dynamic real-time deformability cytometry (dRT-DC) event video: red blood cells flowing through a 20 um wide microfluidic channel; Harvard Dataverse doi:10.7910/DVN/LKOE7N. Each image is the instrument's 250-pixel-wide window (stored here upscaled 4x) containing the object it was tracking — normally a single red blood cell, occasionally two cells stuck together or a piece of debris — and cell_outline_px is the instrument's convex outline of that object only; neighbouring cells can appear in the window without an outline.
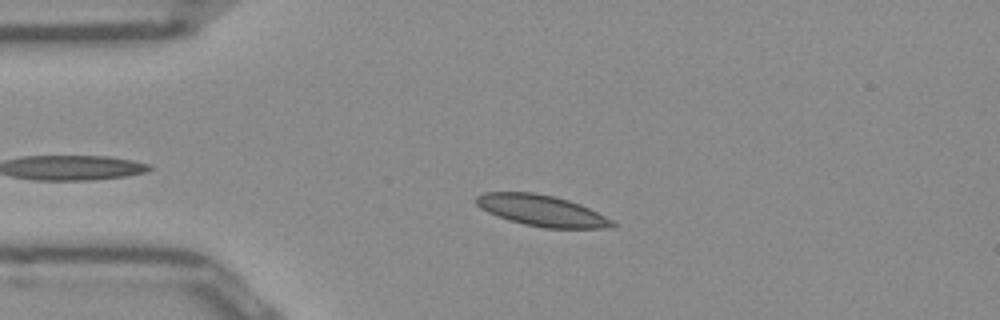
{"species": "Egyptian fruit bat (a non-hibernating species)", "species_latin": "Rousettus aegyptiacus", "temperature_condition": "room temperature", "stored_images_in_passage": 39, "camera_frame_rate_fps": 3000, "um_per_image_px": 0.085, "frame": {"image": 1, "passage_image": 3, "time_ms": 0.667, "image_size_px": [1000, 320], "cell_outline_px": [[616, 224], [608, 228], [544, 228], [524, 224], [508, 220], [488, 212], [480, 208], [476, 204], [476, 196], [484, 192], [536, 192], [568, 200], [580, 204], [612, 220]], "centroid_in_image_um": [46.01, 17.9], "position_along_channel_um": 39.0, "area_um2": 24.51}}
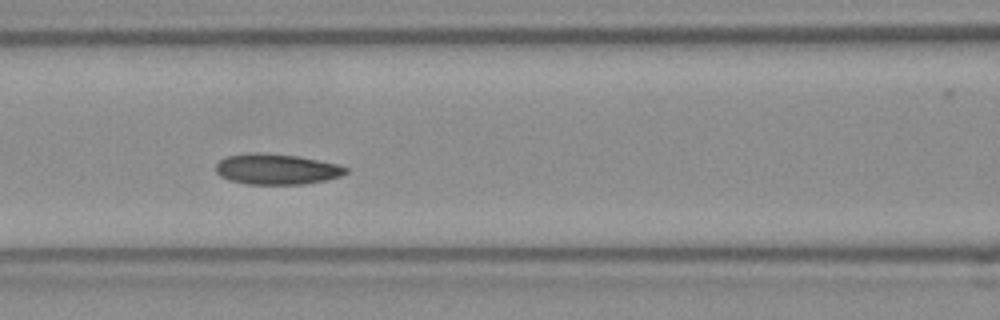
{"frame": {"image": 2, "passage_image": 13, "time_ms": 4.0, "image_size_px": [1000, 320], "cell_outline_px": [[348, 172], [340, 176], [328, 180], [304, 184], [244, 184], [228, 180], [220, 176], [216, 172], [216, 164], [220, 160], [228, 156], [248, 152], [260, 152], [296, 156], [336, 164], [348, 168]], "centroid_in_image_um": [23.48, 14.38], "position_along_channel_um": 143.1, "area_um2": 23.24}}
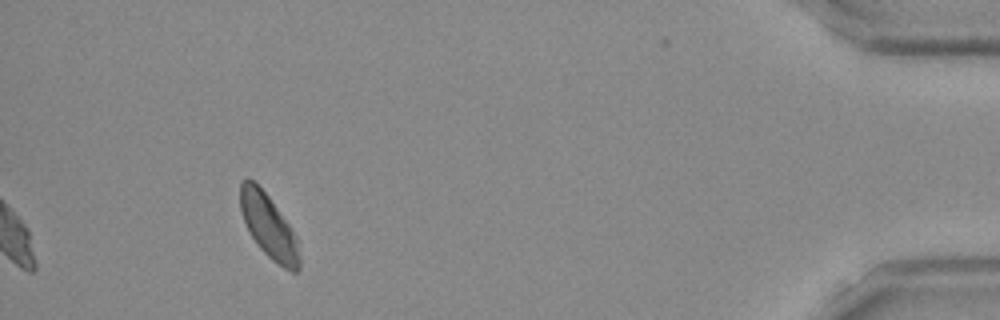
{"frame": {"image": 3, "passage_image": 39, "time_ms": 12.667, "image_size_px": [1000, 320], "cell_outline_px": [[300, 268], [296, 272], [292, 272], [284, 268], [272, 260], [256, 244], [244, 220], [240, 208], [240, 184], [248, 176], [268, 196], [288, 224], [296, 240], [300, 256]], "centroid_in_image_um": [22.83, 19.26], "position_along_channel_um": 412.4, "area_um2": 21.39}, "authors_computed_cell_mechanics": {"area_um2": 23.0044, "velocity_mm_per_s": 3.8822, "shape_relaxation_time_tau1_ms": null, "shape_relaxation_time_tau2_ms": 5.0045, "deformation_change_tau1": null, "deformation_change_tau2": 0.0845}}